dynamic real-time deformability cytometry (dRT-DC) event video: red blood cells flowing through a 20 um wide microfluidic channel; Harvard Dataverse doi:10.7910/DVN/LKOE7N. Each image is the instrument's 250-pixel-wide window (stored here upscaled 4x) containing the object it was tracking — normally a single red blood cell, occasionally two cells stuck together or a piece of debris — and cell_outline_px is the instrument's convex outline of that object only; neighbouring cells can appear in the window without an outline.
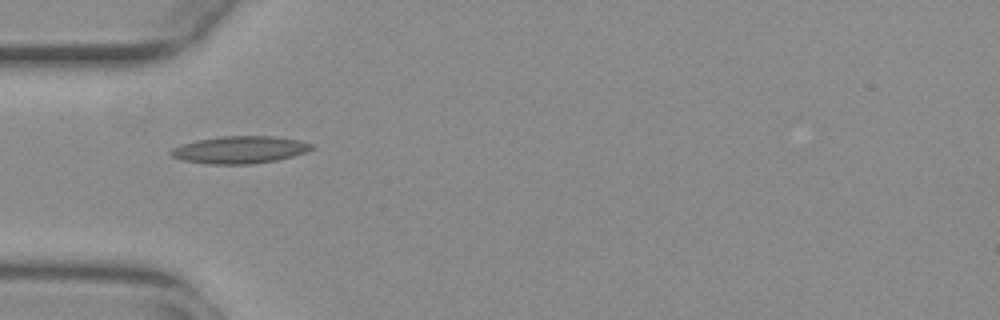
{"species": "common noctule bat (a hibernating species)", "species_latin": "Nyctalus noctula", "temperature_condition": "warm", "stored_images_in_passage": 37, "camera_frame_rate_fps": 3000, "um_per_image_px": 0.085, "animal": {"sex": "female", "body_mass_g": 29.2, "forearm_length_mm": 56.3}, "frame": {"image": 1, "passage_image": 1, "time_ms": 0.0, "image_size_px": [1000, 320], "cell_outline_px": [[316, 148], [292, 156], [276, 160], [252, 164], [208, 164], [184, 160], [172, 156], [168, 152], [172, 148], [196, 140], [220, 136], [272, 136], [300, 140], [312, 144]], "centroid_in_image_um": [20.39, 12.72], "position_along_channel_um": 64.6, "area_um2": 22.31}}
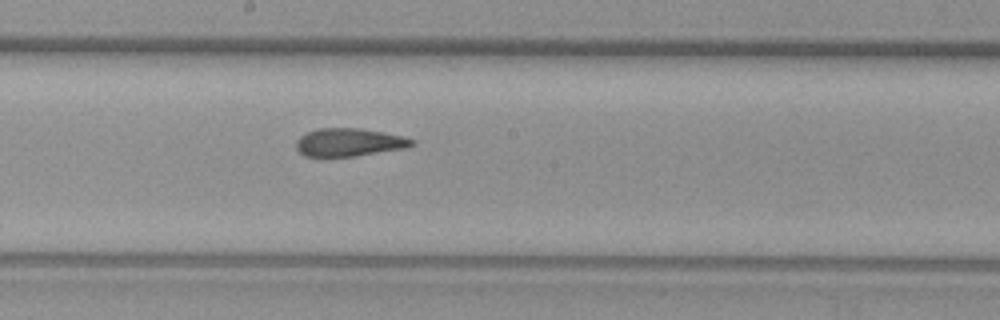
{"frame": {"image": 2, "passage_image": 13, "time_ms": 4.0, "image_size_px": [1000, 320], "cell_outline_px": [[416, 144], [404, 148], [356, 156], [304, 156], [296, 148], [296, 140], [300, 136], [308, 132], [320, 128], [360, 128], [404, 136], [416, 140]], "centroid_in_image_um": [29.7, 12.09], "position_along_channel_um": 218.5, "area_um2": 18.84}}
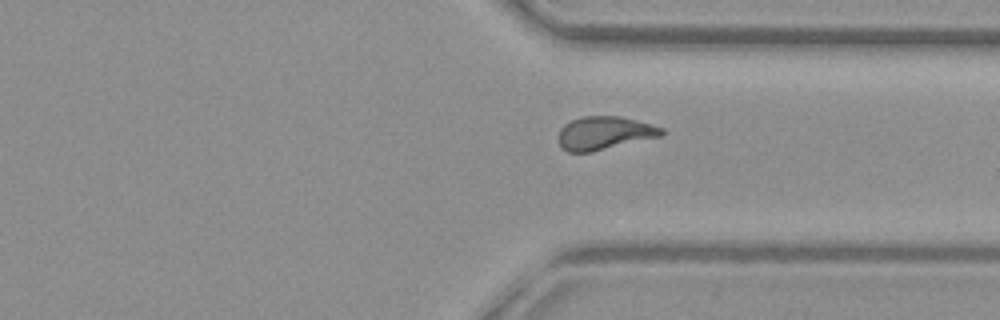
{"frame": {"image": 3, "passage_image": 24, "time_ms": 7.667, "image_size_px": [1000, 320], "cell_outline_px": [[664, 136], [592, 152], [568, 152], [560, 144], [560, 128], [564, 124], [580, 116], [620, 116], [652, 124], [664, 128]], "centroid_in_image_um": [51.44, 11.31], "position_along_channel_um": 360.0, "area_um2": 20.11}, "authors_computed_cell_mechanics": {"area_um2": 19.5942, "velocity_mm_per_s": 3.8622, "shape_relaxation_time_tau1_ms": null, "shape_relaxation_time_tau2_ms": 2.0086, "deformation_change_tau1": null, "deformation_change_tau2": 0.111}}